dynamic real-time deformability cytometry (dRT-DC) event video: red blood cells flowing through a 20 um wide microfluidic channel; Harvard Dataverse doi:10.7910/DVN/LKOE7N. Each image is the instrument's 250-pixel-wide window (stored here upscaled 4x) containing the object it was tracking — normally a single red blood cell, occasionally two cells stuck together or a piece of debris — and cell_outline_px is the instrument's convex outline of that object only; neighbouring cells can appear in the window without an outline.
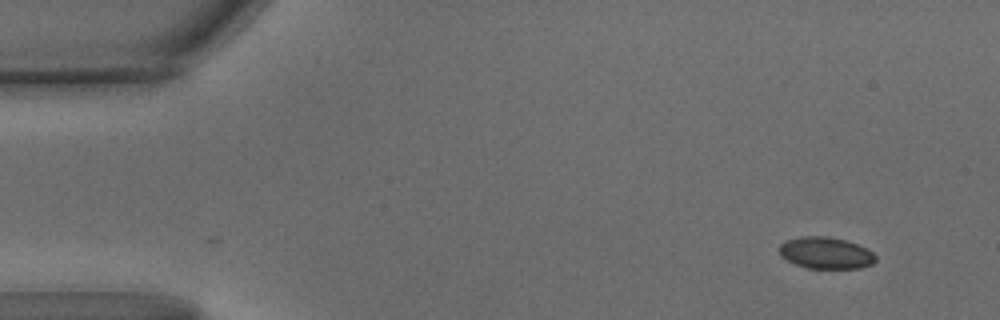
{"species": "common noctule bat (a hibernating species)", "species_latin": "Nyctalus noctula", "temperature_condition": "warm", "stored_images_in_passage": 56, "camera_frame_rate_fps": 3000, "um_per_image_px": 0.085, "animal": {"sex": "male", "body_mass_g": 15.6}, "frame": {"image": 1, "passage_image": 1, "time_ms": 0.0, "image_size_px": [1000, 320], "cell_outline_px": [[876, 260], [872, 264], [860, 268], [808, 268], [796, 264], [788, 260], [776, 248], [780, 244], [788, 240], [800, 236], [828, 236], [844, 240], [856, 244], [872, 252], [876, 256]], "centroid_in_image_um": [70.19, 21.49], "position_along_channel_um": 14.8, "area_um2": 17.57}}
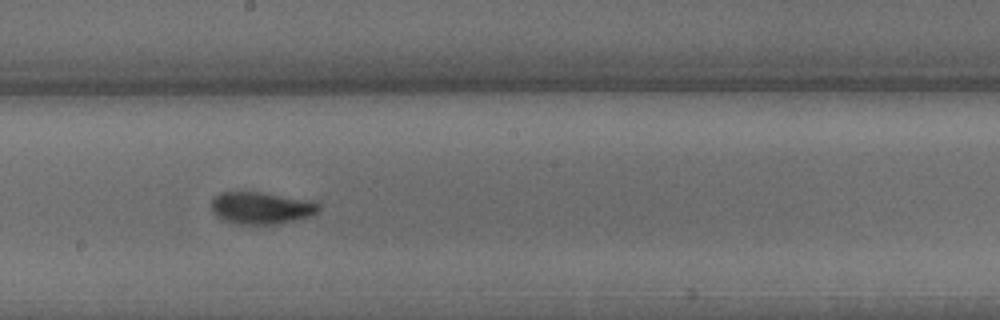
{"frame": {"image": 2, "passage_image": 29, "time_ms": 9.333, "image_size_px": [1000, 320], "cell_outline_px": [[320, 208], [316, 212], [308, 216], [296, 220], [280, 224], [236, 224], [224, 220], [216, 216], [212, 212], [212, 200], [220, 192], [260, 192], [316, 200], [320, 204]], "centroid_in_image_um": [22.24, 17.67], "position_along_channel_um": 226.0, "area_um2": 20.29}}
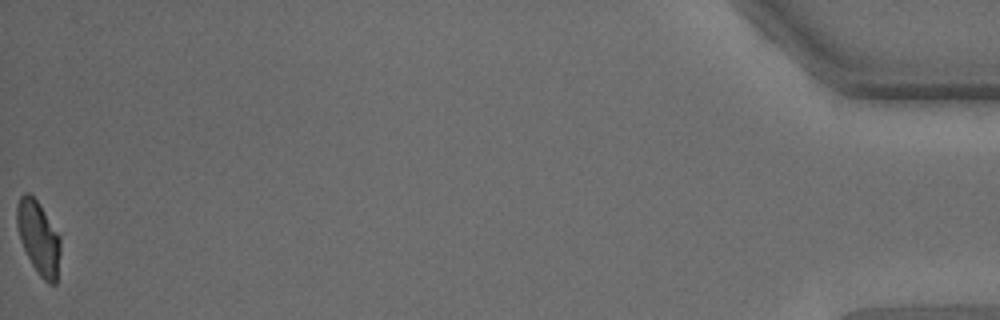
{"frame": {"image": 3, "passage_image": 56, "time_ms": 18.333, "image_size_px": [1000, 320], "cell_outline_px": [[60, 252], [56, 284], [48, 284], [40, 276], [32, 264], [20, 240], [16, 224], [16, 204], [20, 196], [24, 192], [28, 192], [40, 204], [60, 236]], "centroid_in_image_um": [3.26, 20.18], "position_along_channel_um": 431.9, "area_um2": 18.61}, "authors_computed_cell_mechanics": {"area_um2": 19.8832, "velocity_mm_per_s": 3.3942, "shape_relaxation_time_tau1_ms": 4.4268, "shape_relaxation_time_tau2_ms": 1.3065, "deformation_change_tau1": 0.1569, "deformation_change_tau2": 0.0455}}